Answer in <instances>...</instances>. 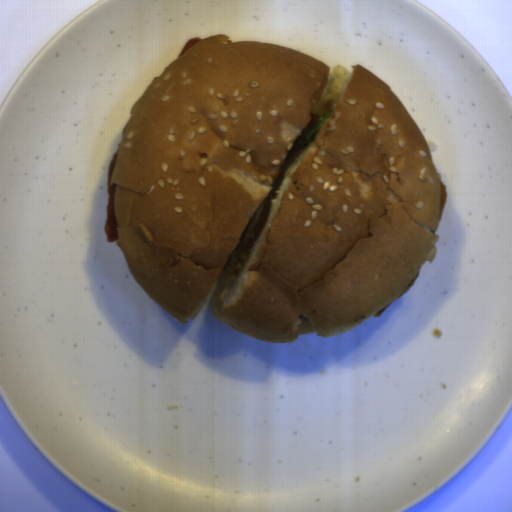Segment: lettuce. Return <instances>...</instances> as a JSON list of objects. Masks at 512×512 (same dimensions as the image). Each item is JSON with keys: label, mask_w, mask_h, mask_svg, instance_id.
I'll list each match as a JSON object with an SVG mask.
<instances>
[{"label": "lettuce", "mask_w": 512, "mask_h": 512, "mask_svg": "<svg viewBox=\"0 0 512 512\" xmlns=\"http://www.w3.org/2000/svg\"><path fill=\"white\" fill-rule=\"evenodd\" d=\"M333 114L331 111H326L324 114H322L313 124L312 126L305 132L303 140L306 145L304 150L293 160V162L290 164V166L284 170L282 173L286 179H289L300 162L303 160V158L306 156V154L311 149L312 145L315 142L316 136L321 130V128L324 126V124L327 122V120L331 117Z\"/></svg>", "instance_id": "lettuce-1"}]
</instances>
